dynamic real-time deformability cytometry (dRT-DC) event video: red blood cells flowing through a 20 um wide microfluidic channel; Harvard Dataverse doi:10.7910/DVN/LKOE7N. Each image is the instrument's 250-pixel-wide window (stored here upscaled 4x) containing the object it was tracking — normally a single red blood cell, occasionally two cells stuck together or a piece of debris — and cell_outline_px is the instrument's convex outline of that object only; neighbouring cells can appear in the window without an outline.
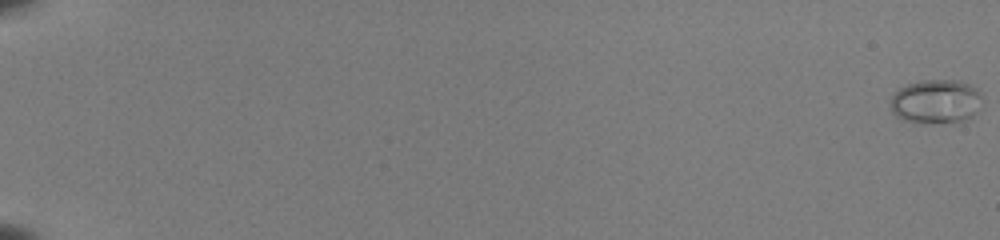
{"species": "common noctule bat (a hibernating species)", "species_latin": "Nyctalus noctula", "temperature_condition": "room temperature", "stored_images_in_passage": 55, "camera_frame_rate_fps": 3000, "um_per_image_px": 0.085, "animal": {"sex": "female", "body_mass_g": 22.0, "forearm_length_mm": 56.7}, "frame": {"image": 1, "passage_image": 1, "time_ms": 0.0, "image_size_px": [1000, 240], "cell_outline_px": [[980, 96], [972, 116], [960, 120], [920, 124], [904, 120], [896, 116], [892, 112], [892, 92], [908, 84], [924, 80], [960, 80], [976, 88], [980, 92]], "centroid_in_image_um": [79.48, 8.61], "position_along_channel_um": 5.5, "area_um2": 23.06}}
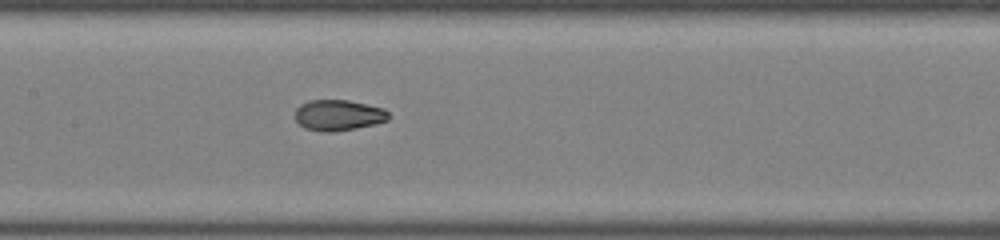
{"frame": {"image": 2, "passage_image": 31, "time_ms": 10.0, "image_size_px": [1000, 240], "cell_outline_px": [[392, 116], [388, 120], [376, 124], [356, 128], [332, 132], [324, 132], [304, 128], [296, 120], [296, 108], [300, 104], [308, 100], [348, 100], [384, 108]], "centroid_in_image_um": [28.79, 9.79], "position_along_channel_um": 178.6, "area_um2": 16.94}}
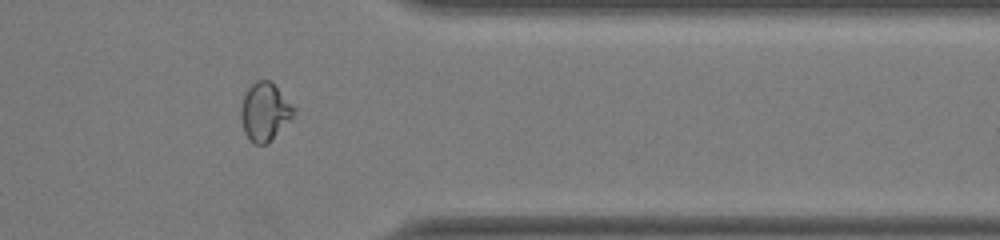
{"frame": {"image": 3, "passage_image": 47, "time_ms": 15.333, "image_size_px": [1000, 240], "cell_outline_px": [[296, 108], [292, 120], [268, 144], [256, 144], [248, 140], [244, 132], [240, 116], [240, 112], [244, 96], [248, 88], [256, 80], [272, 80]], "centroid_in_image_um": [22.54, 9.51], "position_along_channel_um": 388.9, "area_um2": 18.32}, "authors_computed_cell_mechanics": {"area_um2": 16.9932, "velocity_mm_per_s": 4.018, "shape_relaxation_time_tau1_ms": 3.6279, "shape_relaxation_time_tau2_ms": null, "deformation_change_tau1": 0.1947, "deformation_change_tau2": null}}